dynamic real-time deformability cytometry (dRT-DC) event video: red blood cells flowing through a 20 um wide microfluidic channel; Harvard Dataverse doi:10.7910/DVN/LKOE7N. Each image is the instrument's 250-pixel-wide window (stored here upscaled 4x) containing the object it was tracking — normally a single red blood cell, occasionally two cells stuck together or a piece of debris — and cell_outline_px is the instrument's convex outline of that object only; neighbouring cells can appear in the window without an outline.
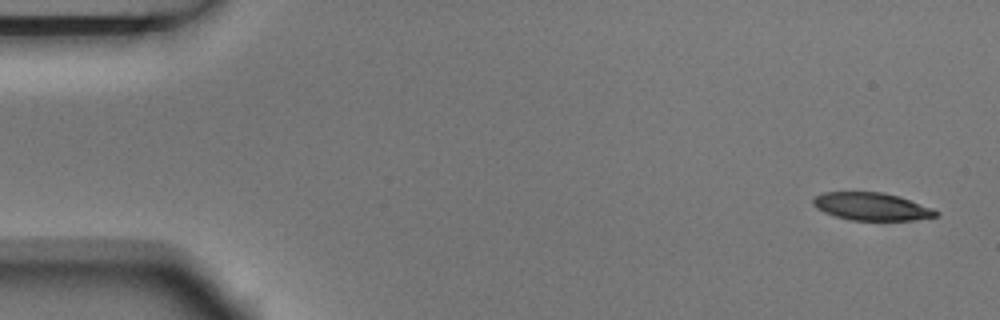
{"species": "Egyptian fruit bat (a non-hibernating species)", "species_latin": "Rousettus aegyptiacus", "temperature_condition": "room temperature", "stored_images_in_passage": 5, "camera_frame_rate_fps": 3000, "um_per_image_px": 0.085, "animal": {"sex": "male"}, "frame": {"image": 1, "passage_image": 1, "time_ms": 0.0, "image_size_px": [1000, 320], "cell_outline_px": [[940, 212], [936, 216], [912, 220], [852, 220], [836, 216], [824, 212], [816, 208], [812, 204], [812, 200], [816, 196], [824, 192], [884, 192], [900, 196], [932, 208]], "centroid_in_image_um": [74.08, 17.54], "position_along_channel_um": 10.9, "area_um2": 19.77}}